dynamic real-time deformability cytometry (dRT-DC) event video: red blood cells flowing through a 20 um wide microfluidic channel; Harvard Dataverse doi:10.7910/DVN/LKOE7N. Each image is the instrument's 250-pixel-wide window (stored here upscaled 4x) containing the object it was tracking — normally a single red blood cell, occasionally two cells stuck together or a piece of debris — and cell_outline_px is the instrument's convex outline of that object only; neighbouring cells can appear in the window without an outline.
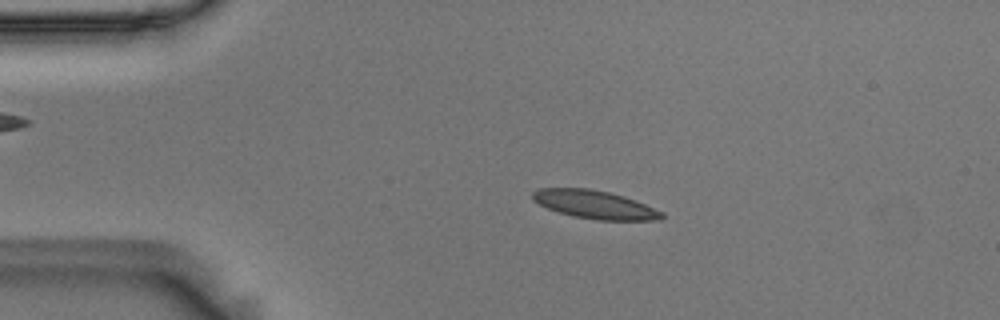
{"species": "Egyptian fruit bat (a non-hibernating species)", "species_latin": "Rousettus aegyptiacus", "temperature_condition": "room temperature", "stored_images_in_passage": 55, "camera_frame_rate_fps": 3000, "um_per_image_px": 0.085, "animal": {"sex": "male"}, "frame": {"image": 1, "passage_image": 11, "time_ms": 3.333, "image_size_px": [1000, 320], "cell_outline_px": [[664, 216], [660, 220], [596, 220], [572, 216], [548, 208], [532, 200], [532, 192], [540, 188], [588, 188], [608, 192], [624, 196], [664, 212]], "centroid_in_image_um": [50.56, 17.39], "position_along_channel_um": 34.4, "area_um2": 21.15}}
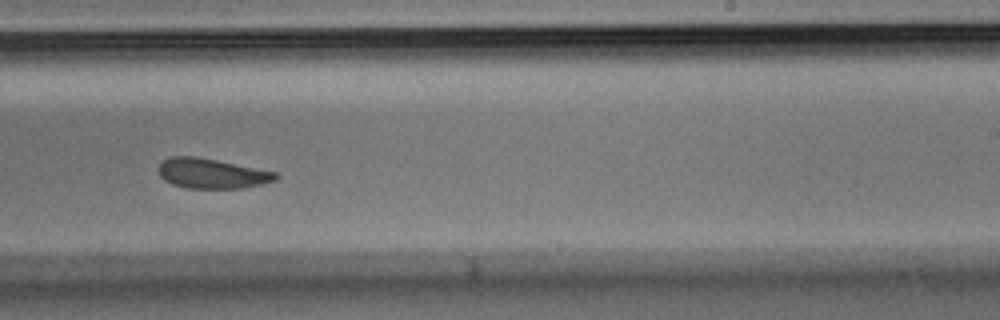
{"frame": {"image": 2, "passage_image": 34, "time_ms": 11.0, "image_size_px": [1000, 320], "cell_outline_px": [[280, 176], [276, 180], [260, 184], [240, 188], [184, 188], [172, 184], [164, 180], [160, 176], [160, 164], [168, 156], [196, 156], [276, 172]], "centroid_in_image_um": [17.99, 14.74], "position_along_channel_um": 271.0, "area_um2": 20.29}}
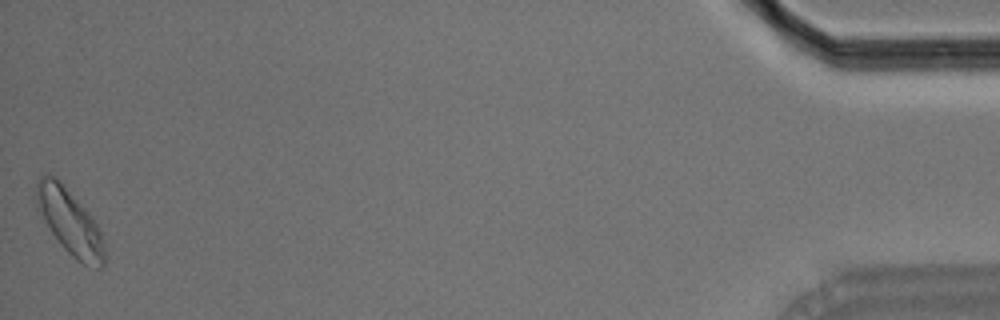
{"frame": {"image": 3, "passage_image": 55, "time_ms": 18.0, "image_size_px": [1000, 320], "cell_outline_px": [[104, 264], [100, 268], [96, 268], [84, 264], [76, 260], [60, 244], [36, 212], [32, 196], [36, 184], [40, 176], [56, 176], [60, 180], [92, 216], [104, 240]], "centroid_in_image_um": [5.86, 18.82], "position_along_channel_um": 429.3, "area_um2": 26.47}, "authors_computed_cell_mechanics": {"area_um2": 21.3282, "velocity_mm_per_s": 3.6059, "shape_relaxation_time_tau1_ms": 4.4383, "shape_relaxation_time_tau2_ms": 3.1845, "deformation_change_tau1": 0.0977, "deformation_change_tau2": 0.0776}}